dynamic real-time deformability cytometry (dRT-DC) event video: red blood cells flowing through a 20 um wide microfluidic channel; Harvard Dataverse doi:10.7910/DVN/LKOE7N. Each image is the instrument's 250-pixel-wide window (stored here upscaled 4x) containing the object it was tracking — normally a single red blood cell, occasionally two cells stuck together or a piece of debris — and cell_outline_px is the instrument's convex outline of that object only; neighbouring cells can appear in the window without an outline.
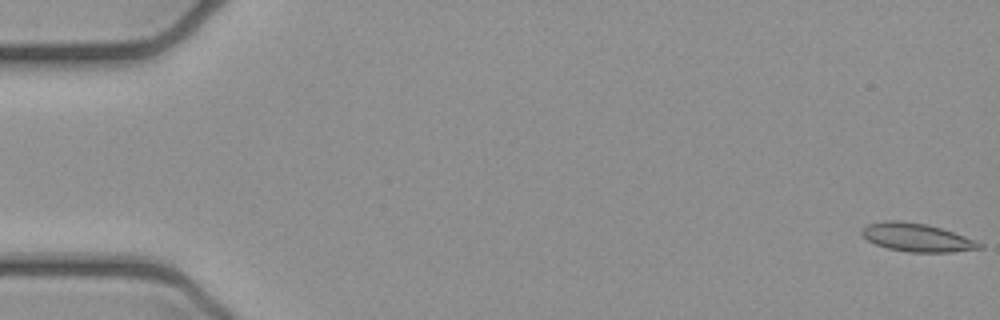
{"species": "common noctule bat (a hibernating species)", "species_latin": "Nyctalus noctula", "temperature_condition": "cold", "stored_images_in_passage": 6, "camera_frame_rate_fps": 3000, "um_per_image_px": 0.085, "animal": {"sex": "female", "body_mass_g": 21.9}, "frame": {"image": 1, "passage_image": 1, "time_ms": 0.0, "image_size_px": [1000, 320], "cell_outline_px": [[984, 248], [952, 252], [908, 252], [888, 248], [876, 244], [868, 240], [860, 232], [860, 228], [868, 224], [884, 220], [896, 220], [928, 224], [976, 240], [984, 244]], "centroid_in_image_um": [77.94, 20.18], "position_along_channel_um": 7.1, "area_um2": 19.42}}